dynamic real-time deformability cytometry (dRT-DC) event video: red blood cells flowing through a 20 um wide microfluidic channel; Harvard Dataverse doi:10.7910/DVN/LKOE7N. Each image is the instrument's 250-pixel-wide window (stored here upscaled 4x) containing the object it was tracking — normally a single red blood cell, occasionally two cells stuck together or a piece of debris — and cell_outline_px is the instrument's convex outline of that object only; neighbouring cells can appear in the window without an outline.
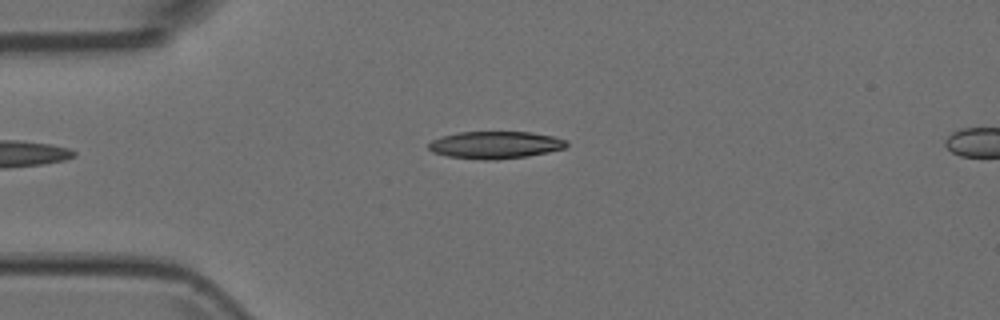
{"species": "Egyptian fruit bat (a non-hibernating species)", "species_latin": "Rousettus aegyptiacus", "temperature_condition": "room temperature", "stored_images_in_passage": 3, "camera_frame_rate_fps": 3000, "um_per_image_px": 0.085, "animal": {"sex": "female"}, "frame": {"image": 1, "passage_image": 3, "time_ms": 0.667, "image_size_px": [1000, 320], "cell_outline_px": [[568, 144], [564, 148], [548, 152], [528, 156], [496, 160], [484, 160], [448, 156], [432, 152], [428, 148], [428, 144], [432, 140], [440, 136], [460, 132], [532, 132], [552, 136], [564, 140]], "centroid_in_image_um": [42.07, 12.32], "position_along_channel_um": 42.9, "area_um2": 21.91}}